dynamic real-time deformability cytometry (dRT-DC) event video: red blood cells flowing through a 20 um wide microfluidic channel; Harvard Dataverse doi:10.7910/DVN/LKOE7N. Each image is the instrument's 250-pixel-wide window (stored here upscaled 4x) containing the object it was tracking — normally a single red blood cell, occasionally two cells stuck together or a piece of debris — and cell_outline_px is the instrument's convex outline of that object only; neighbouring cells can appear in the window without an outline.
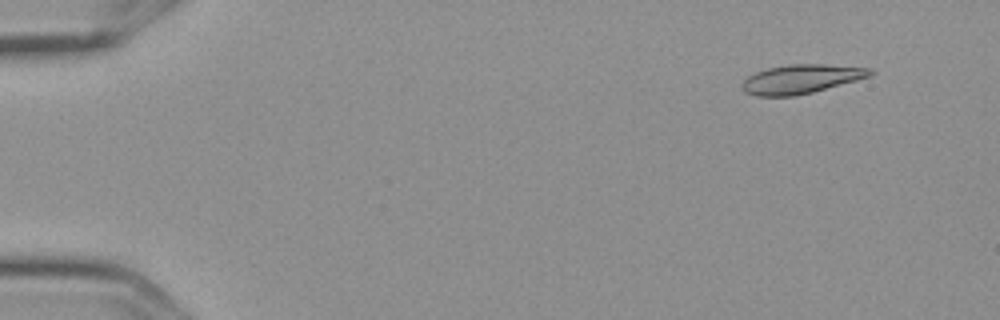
{"species": "Egyptian fruit bat (a non-hibernating species)", "species_latin": "Rousettus aegyptiacus", "temperature_condition": "cold", "stored_images_in_passage": 7, "camera_frame_rate_fps": 3000, "um_per_image_px": 0.085, "frame": {"image": 1, "passage_image": 1, "time_ms": 0.0, "image_size_px": [1000, 320], "cell_outline_px": [[876, 72], [872, 76], [812, 92], [796, 96], [756, 96], [744, 92], [740, 84], [748, 76], [756, 72], [768, 68], [788, 64], [824, 64], [872, 68]], "centroid_in_image_um": [68.11, 6.71], "position_along_channel_um": 16.9, "area_um2": 21.79}}
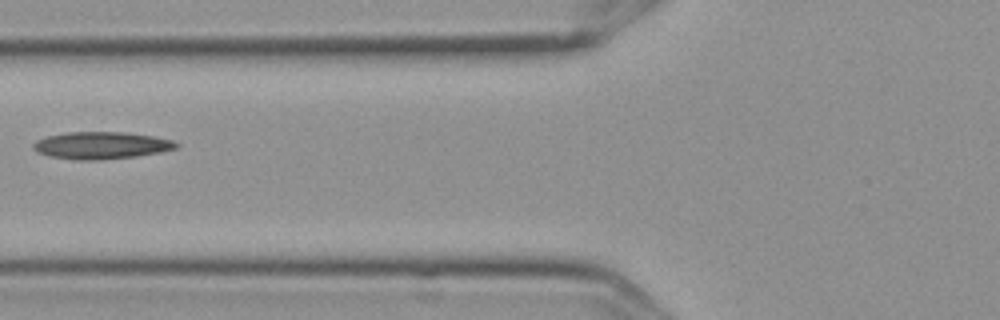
{"frame": {"image": 2, "passage_image": 6, "time_ms": 1.667, "image_size_px": [1000, 320], "cell_outline_px": [[180, 144], [176, 148], [160, 152], [136, 156], [100, 160], [72, 160], [48, 156], [36, 152], [32, 148], [32, 144], [36, 140], [48, 136], [64, 132], [124, 132], [152, 136], [172, 140]], "centroid_in_image_um": [8.55, 12.36], "position_along_channel_um": 117.2, "area_um2": 22.77}}
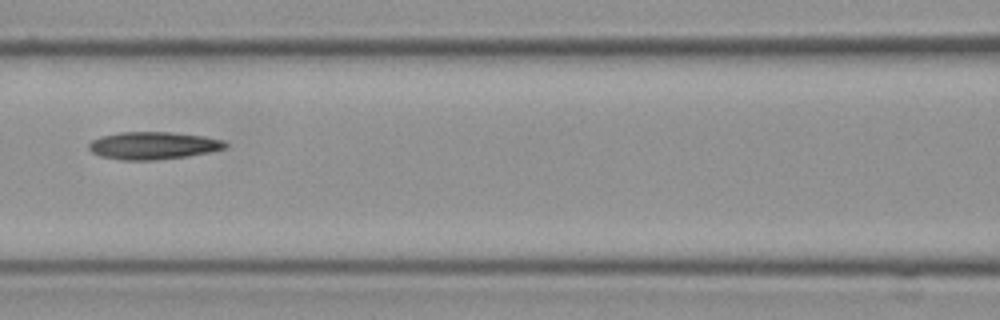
{"frame": {"image": 3, "passage_image": 7, "time_ms": 2.0, "image_size_px": [1000, 320], "cell_outline_px": [[228, 144], [224, 148], [208, 152], [188, 156], [152, 160], [120, 160], [100, 156], [92, 152], [88, 148], [88, 144], [92, 140], [100, 136], [120, 132], [168, 132], [204, 136], [224, 140]], "centroid_in_image_um": [12.98, 12.37], "position_along_channel_um": 153.6, "area_um2": 21.85}}